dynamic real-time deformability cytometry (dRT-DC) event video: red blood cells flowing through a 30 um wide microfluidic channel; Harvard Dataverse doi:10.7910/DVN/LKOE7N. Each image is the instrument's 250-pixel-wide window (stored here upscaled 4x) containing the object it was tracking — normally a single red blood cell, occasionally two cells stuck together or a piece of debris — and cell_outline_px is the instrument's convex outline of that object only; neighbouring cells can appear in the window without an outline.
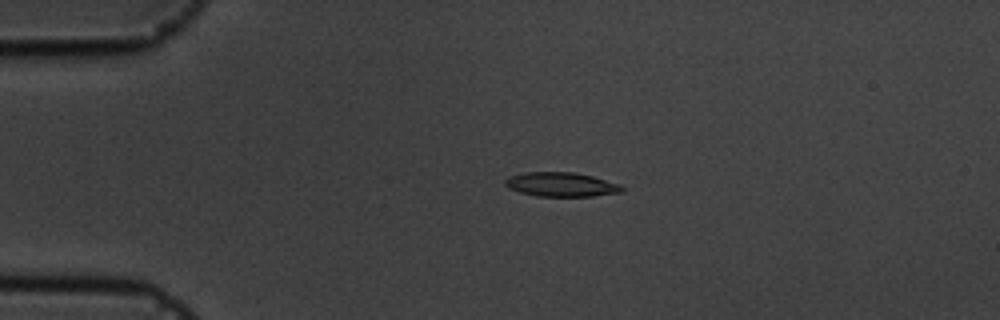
{"species": "common noctule bat (a hibernating species)", "species_latin": "Nyctalus noctula", "temperature_condition": "cold", "stored_images_in_passage": 48, "camera_frame_rate_fps": 3000, "um_per_image_px": 0.085, "animal": {"sex": "male", "body_mass_g": 19.5, "forearm_length_mm": 54.6}, "frame": {"image": 1, "passage_image": 4, "time_ms": 1.0, "image_size_px": [1000, 320], "cell_outline_px": [[624, 192], [592, 196], [536, 196], [520, 192], [508, 188], [504, 184], [504, 180], [508, 176], [524, 172], [576, 172], [592, 176], [620, 184], [624, 188]], "centroid_in_image_um": [47.69, 15.68], "position_along_channel_um": 37.3, "area_um2": 16.65}}
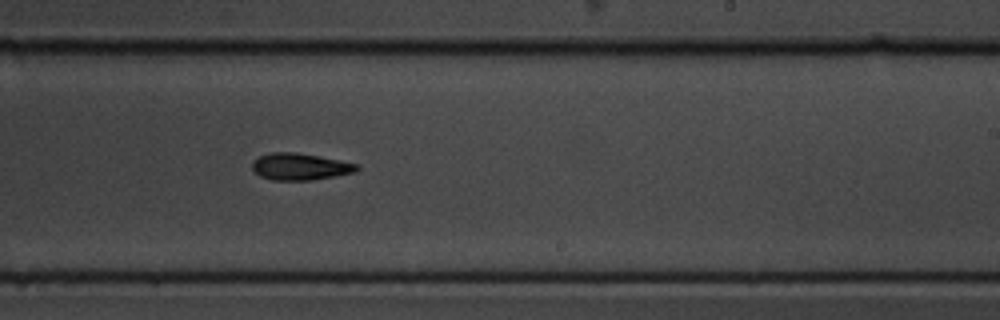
{"frame": {"image": 2, "passage_image": 26, "time_ms": 8.333, "image_size_px": [1000, 320], "cell_outline_px": [[360, 168], [356, 172], [308, 180], [272, 180], [260, 176], [252, 168], [252, 164], [260, 156], [272, 152], [296, 152], [340, 160], [360, 164]], "centroid_in_image_um": [25.54, 14.16], "position_along_channel_um": 263.5, "area_um2": 16.18}}
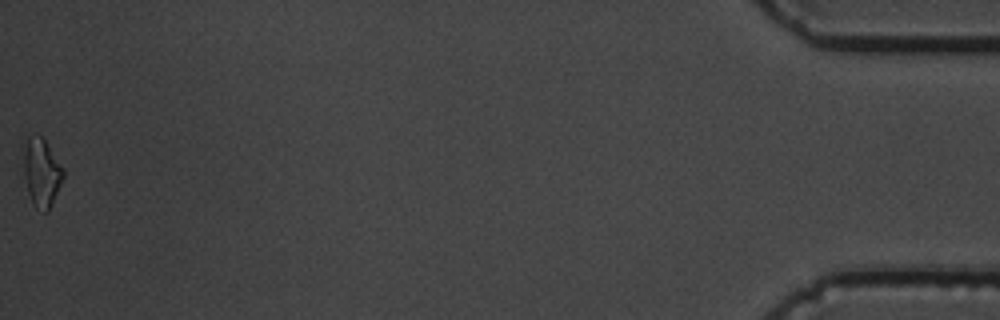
{"frame": {"image": 3, "passage_image": 48, "time_ms": 15.667, "image_size_px": [1000, 320], "cell_outline_px": [[64, 176], [48, 212], [44, 212], [36, 208], [32, 204], [28, 192], [24, 176], [24, 152], [28, 136], [40, 136], [44, 140], [64, 168]], "centroid_in_image_um": [3.54, 14.7], "position_along_channel_um": 431.7, "area_um2": 15.49}, "authors_computed_cell_mechanics": {"area_um2": 15.9528, "velocity_mm_per_s": 3.5732, "shape_relaxation_time_tau1_ms": 7.4807, "shape_relaxation_time_tau2_ms": null, "deformation_change_tau1": 0.2054, "deformation_change_tau2": null}}